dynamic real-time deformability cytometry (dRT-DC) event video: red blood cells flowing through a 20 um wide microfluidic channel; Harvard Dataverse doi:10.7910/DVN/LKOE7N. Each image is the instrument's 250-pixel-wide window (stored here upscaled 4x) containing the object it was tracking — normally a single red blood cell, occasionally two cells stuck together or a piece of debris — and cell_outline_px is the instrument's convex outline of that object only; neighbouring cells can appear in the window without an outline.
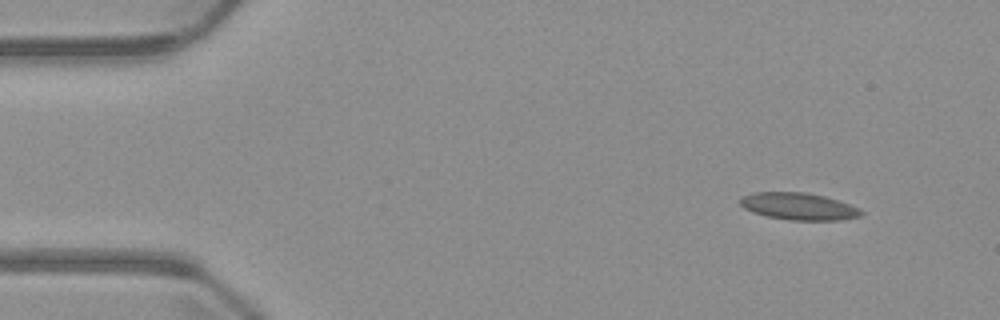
{"species": "common noctule bat (a hibernating species)", "species_latin": "Nyctalus noctula", "temperature_condition": "warm", "stored_images_in_passage": 4, "camera_frame_rate_fps": 3000, "um_per_image_px": 0.085, "animal": {"sex": "male", "body_mass_g": 23.1, "forearm_length_mm": 52.7}, "frame": {"image": 1, "passage_image": 4, "time_ms": 6.0, "image_size_px": [1000, 320], "cell_outline_px": [[864, 212], [860, 216], [840, 220], [788, 220], [768, 216], [752, 212], [744, 208], [740, 204], [740, 200], [744, 196], [752, 192], [804, 192], [824, 196], [848, 204]], "centroid_in_image_um": [67.85, 17.54], "position_along_channel_um": 17.1, "area_um2": 18.84}}